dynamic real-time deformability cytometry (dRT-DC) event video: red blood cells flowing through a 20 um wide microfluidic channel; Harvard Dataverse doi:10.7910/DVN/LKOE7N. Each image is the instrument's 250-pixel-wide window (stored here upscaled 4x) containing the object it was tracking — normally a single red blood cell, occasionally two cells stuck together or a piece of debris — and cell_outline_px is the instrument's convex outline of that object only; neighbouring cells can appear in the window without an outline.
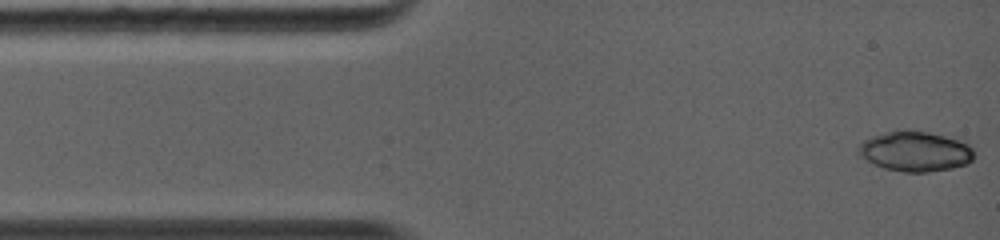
{"species": "common noctule bat (a hibernating species)", "species_latin": "Nyctalus noctula", "temperature_condition": "warm", "stored_images_in_passage": 6, "camera_frame_rate_fps": 5000, "um_per_image_px": 0.085, "animal": {"sex": "female", "body_mass_g": 19.0, "forearm_length_mm": 56.7}, "frame": {"image": 1, "passage_image": 1, "time_ms": 0.0, "image_size_px": [1000, 240], "cell_outline_px": [[972, 160], [964, 164], [952, 168], [928, 172], [904, 172], [884, 168], [860, 156], [856, 148], [864, 140], [872, 136], [896, 128], [904, 128], [928, 132], [944, 136], [968, 144], [972, 148]], "centroid_in_image_um": [77.74, 12.84], "position_along_channel_um": 7.3, "area_um2": 26.99}}
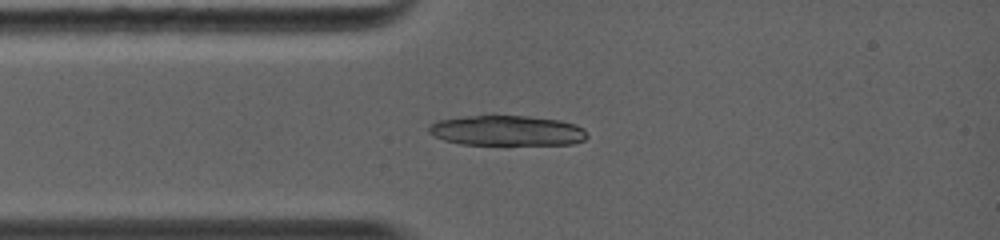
{"frame": {"image": 2, "passage_image": 6, "time_ms": 2.4, "image_size_px": [1000, 240], "cell_outline_px": [[588, 136], [584, 140], [572, 144], [460, 144], [444, 140], [428, 132], [428, 128], [432, 124], [440, 120], [460, 116], [492, 112], [528, 116], [560, 120], [576, 124], [584, 128]], "centroid_in_image_um": [43.08, 11.05], "position_along_channel_um": 41.9, "area_um2": 28.73}}